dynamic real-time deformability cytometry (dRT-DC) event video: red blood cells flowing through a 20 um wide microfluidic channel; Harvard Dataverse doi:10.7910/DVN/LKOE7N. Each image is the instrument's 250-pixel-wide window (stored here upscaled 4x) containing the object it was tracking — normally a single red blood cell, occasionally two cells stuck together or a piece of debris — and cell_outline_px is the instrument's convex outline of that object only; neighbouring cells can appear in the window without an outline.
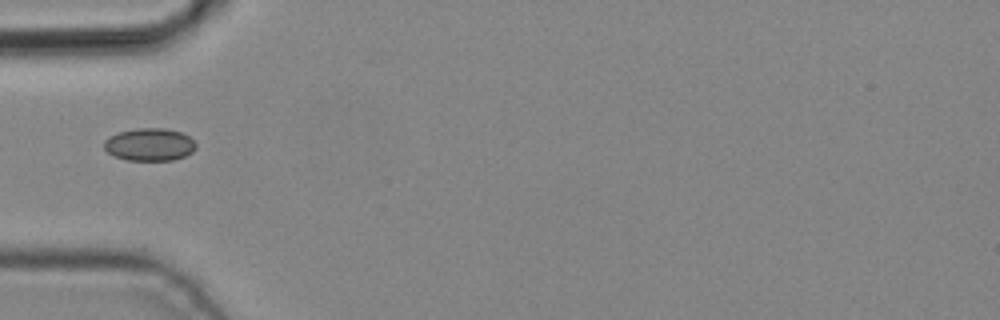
{"species": "common noctule bat (a hibernating species)", "species_latin": "Nyctalus noctula", "temperature_condition": "cold", "stored_images_in_passage": 2, "camera_frame_rate_fps": 3000, "um_per_image_px": 0.085, "animal": {"sex": "male", "body_mass_g": 19.2, "forearm_length_mm": 51.8}, "frame": {"image": 1, "passage_image": 1, "time_ms": 0.0, "image_size_px": [1000, 320], "cell_outline_px": [[196, 148], [192, 152], [184, 156], [172, 160], [128, 160], [112, 156], [104, 148], [104, 140], [108, 136], [120, 132], [136, 128], [164, 128], [180, 132], [188, 136], [196, 144]], "centroid_in_image_um": [12.68, 12.28], "position_along_channel_um": 72.3, "area_um2": 17.46}}
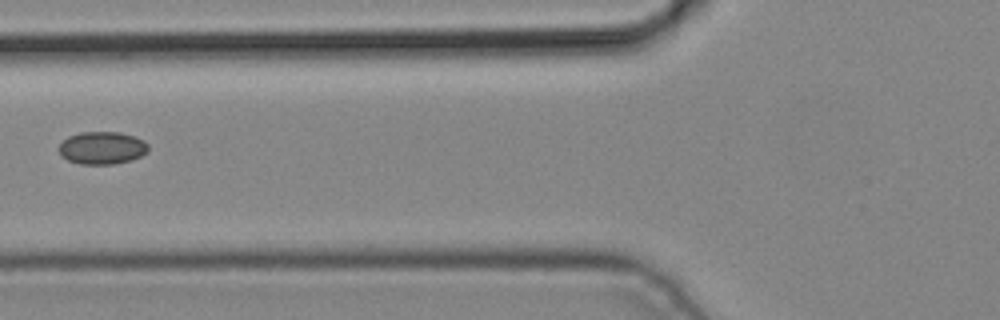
{"frame": {"image": 2, "passage_image": 2, "time_ms": 0.333, "image_size_px": [1000, 320], "cell_outline_px": [[148, 152], [132, 160], [112, 164], [80, 164], [68, 160], [60, 156], [56, 148], [68, 136], [80, 132], [120, 132], [136, 136], [144, 140], [148, 144]], "centroid_in_image_um": [8.66, 12.57], "position_along_channel_um": 117.1, "area_um2": 17.28}}